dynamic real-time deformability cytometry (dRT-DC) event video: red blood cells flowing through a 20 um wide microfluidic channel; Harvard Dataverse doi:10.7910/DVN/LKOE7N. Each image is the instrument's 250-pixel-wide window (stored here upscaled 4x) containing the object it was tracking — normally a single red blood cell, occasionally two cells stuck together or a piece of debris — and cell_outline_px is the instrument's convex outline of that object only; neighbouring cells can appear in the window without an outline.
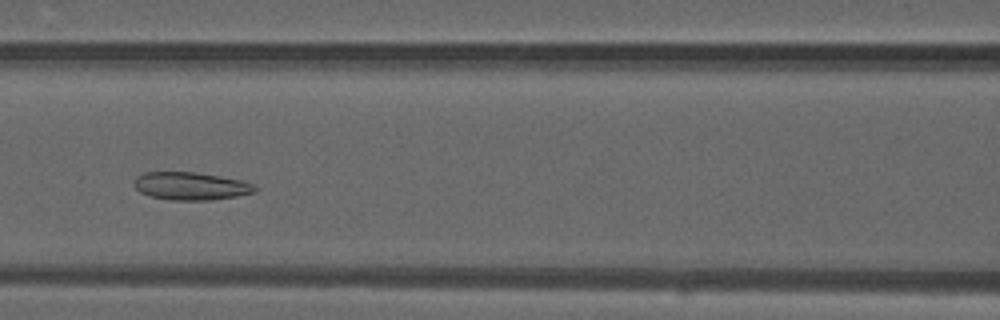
{"species": "common noctule bat (a hibernating species)", "species_latin": "Nyctalus noctula", "temperature_condition": "warm", "stored_images_in_passage": 44, "camera_frame_rate_fps": 3000, "um_per_image_px": 0.085, "animal": {"sex": "male", "forearm_length_mm": 52.5}, "frame": {"image": 1, "passage_image": 17, "time_ms": 5.333, "image_size_px": [1000, 320], "cell_outline_px": [[260, 188], [256, 192], [236, 196], [212, 200], [172, 200], [148, 196], [140, 192], [136, 188], [136, 176], [144, 172], [196, 172], [244, 180]], "centroid_in_image_um": [16.27, 15.81], "position_along_channel_um": 150.3, "area_um2": 19.71}}
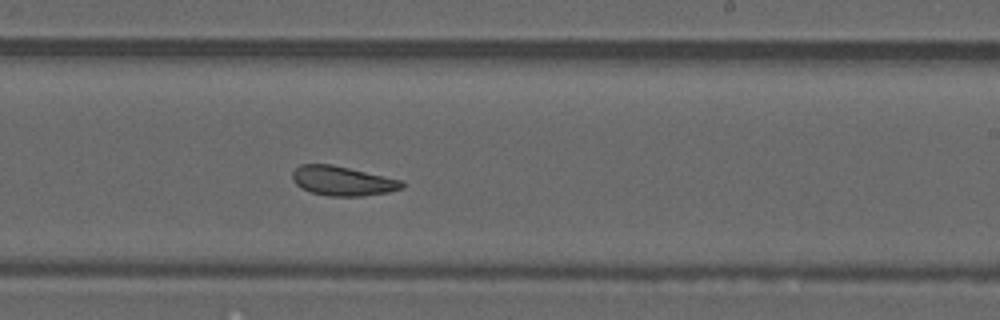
{"frame": {"image": 2, "passage_image": 25, "time_ms": 8.0, "image_size_px": [1000, 320], "cell_outline_px": [[404, 188], [388, 192], [364, 196], [328, 196], [312, 192], [296, 184], [292, 180], [292, 172], [300, 164], [332, 164], [404, 180]], "centroid_in_image_um": [29.15, 15.37], "position_along_channel_um": 259.8, "area_um2": 18.9}}
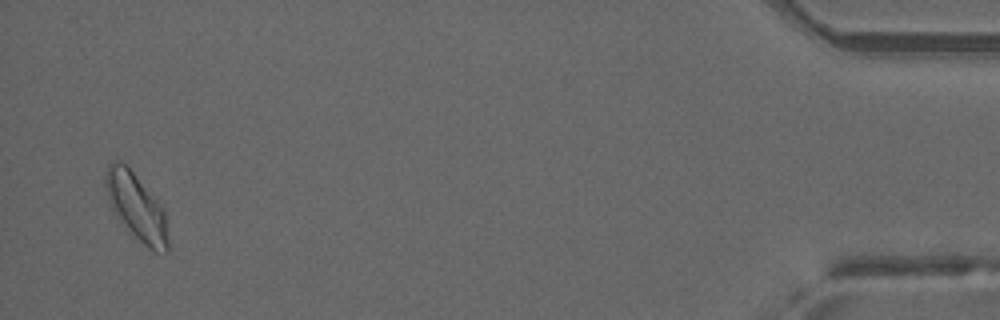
{"frame": {"image": 3, "passage_image": 43, "time_ms": 14.0, "image_size_px": [1000, 320], "cell_outline_px": [[168, 252], [152, 252], [116, 216], [112, 208], [104, 184], [104, 176], [108, 164], [116, 160], [120, 160], [132, 172], [156, 200], [164, 212], [168, 240]], "centroid_in_image_um": [11.57, 17.58], "position_along_channel_um": 423.6, "area_um2": 23.47}, "authors_computed_cell_mechanics": {"area_um2": 20.0277, "velocity_mm_per_s": 4.1269, "shape_relaxation_time_tau1_ms": null, "shape_relaxation_time_tau2_ms": 1.9205, "deformation_change_tau1": null, "deformation_change_tau2": 0.0728}}